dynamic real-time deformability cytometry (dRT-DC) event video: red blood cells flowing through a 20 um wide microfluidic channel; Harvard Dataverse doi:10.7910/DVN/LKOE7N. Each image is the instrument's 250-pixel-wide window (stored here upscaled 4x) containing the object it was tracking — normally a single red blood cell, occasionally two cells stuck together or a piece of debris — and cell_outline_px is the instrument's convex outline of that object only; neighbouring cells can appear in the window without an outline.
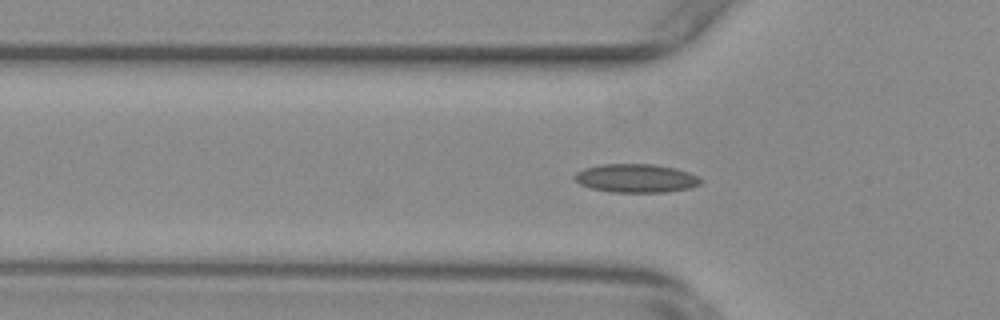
{"species": "common noctule bat (a hibernating species)", "species_latin": "Nyctalus noctula", "temperature_condition": "warm", "stored_images_in_passage": 37, "camera_frame_rate_fps": 3000, "um_per_image_px": 0.085, "animal": {"sex": "female", "body_mass_g": 29.2, "forearm_length_mm": 56.3}, "frame": {"image": 1, "passage_image": 9, "time_ms": 2.667, "image_size_px": [1000, 320], "cell_outline_px": [[704, 180], [700, 184], [692, 188], [664, 192], [612, 192], [592, 188], [580, 184], [572, 176], [576, 172], [584, 168], [600, 164], [652, 164], [676, 168], [700, 176]], "centroid_in_image_um": [54.1, 15.14], "position_along_channel_um": 71.7, "area_um2": 21.15}}
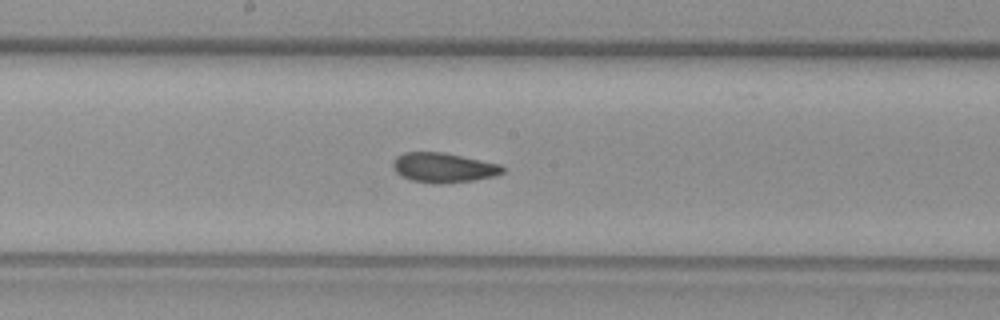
{"frame": {"image": 2, "passage_image": 20, "time_ms": 6.333, "image_size_px": [1000, 320], "cell_outline_px": [[504, 172], [496, 176], [472, 180], [444, 184], [432, 184], [412, 180], [400, 176], [392, 168], [392, 160], [396, 156], [404, 152], [444, 152], [500, 164], [504, 168]], "centroid_in_image_um": [37.66, 14.25], "position_along_channel_um": 210.5, "area_um2": 19.25}}
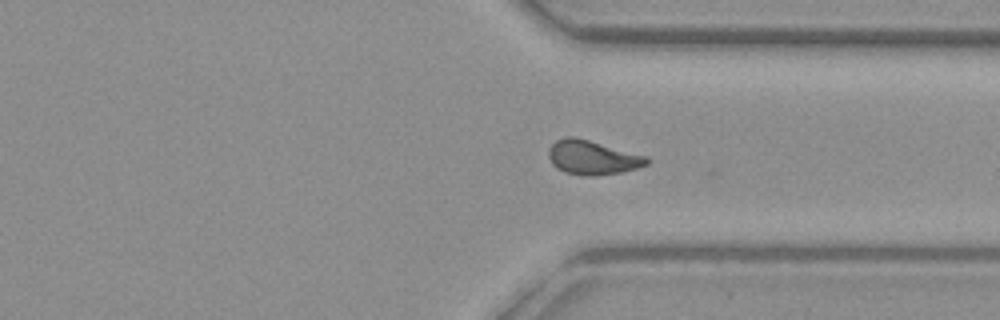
{"frame": {"image": 3, "passage_image": 32, "time_ms": 10.333, "image_size_px": [1000, 320], "cell_outline_px": [[652, 160], [648, 164], [640, 168], [620, 172], [596, 176], [584, 176], [564, 172], [556, 168], [552, 164], [548, 156], [548, 148], [556, 140], [564, 136], [572, 136], [588, 140], [648, 156]], "centroid_in_image_um": [50.37, 13.4], "position_along_channel_um": 361.0, "area_um2": 19.83}, "authors_computed_cell_mechanics": {"area_um2": 19.1896, "velocity_mm_per_s": 3.7739, "shape_relaxation_time_tau1_ms": null, "shape_relaxation_time_tau2_ms": 1.6649, "deformation_change_tau1": null, "deformation_change_tau2": 0.0815}}